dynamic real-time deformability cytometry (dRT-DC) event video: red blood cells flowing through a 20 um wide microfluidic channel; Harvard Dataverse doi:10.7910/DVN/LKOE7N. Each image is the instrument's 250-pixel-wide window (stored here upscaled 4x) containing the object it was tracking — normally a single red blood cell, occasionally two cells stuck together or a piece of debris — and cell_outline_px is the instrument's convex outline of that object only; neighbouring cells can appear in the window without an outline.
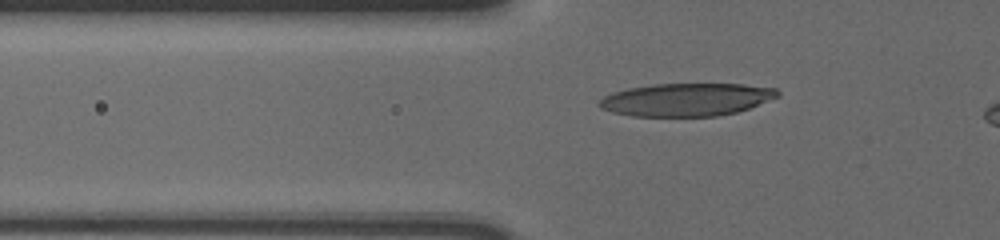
{"species": "human", "species_latin": "Homo sapiens", "temperature_condition": "cold", "stored_images_in_passage": 44, "camera_frame_rate_fps": 3000, "um_per_image_px": 0.085, "donor": {"sex": "male"}, "frame": {"image": 1, "passage_image": 11, "time_ms": 3.333, "image_size_px": [1000, 240], "cell_outline_px": [[780, 96], [748, 108], [736, 112], [716, 116], [632, 116], [612, 112], [600, 108], [596, 104], [604, 96], [612, 92], [628, 88], [656, 84], [744, 84], [776, 88], [780, 92]], "centroid_in_image_um": [58.33, 8.46], "position_along_channel_um": 67.5, "area_um2": 34.16}}
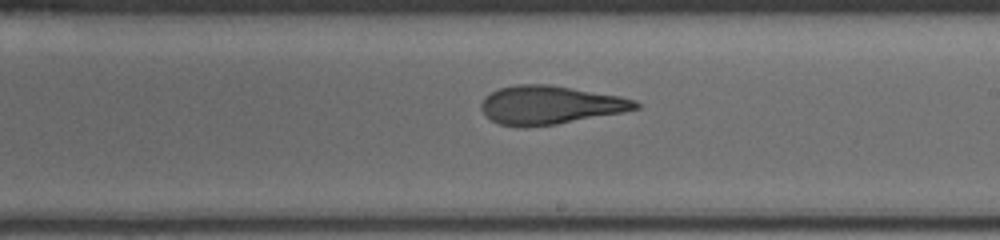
{"frame": {"image": 2, "passage_image": 26, "time_ms": 8.333, "image_size_px": [1000, 240], "cell_outline_px": [[640, 108], [624, 112], [556, 124], [524, 128], [500, 124], [492, 120], [480, 108], [480, 104], [484, 96], [500, 88], [516, 84], [548, 84], [620, 96], [636, 100], [640, 104]], "centroid_in_image_um": [46.76, 8.93], "position_along_channel_um": 242.2, "area_um2": 34.62}}
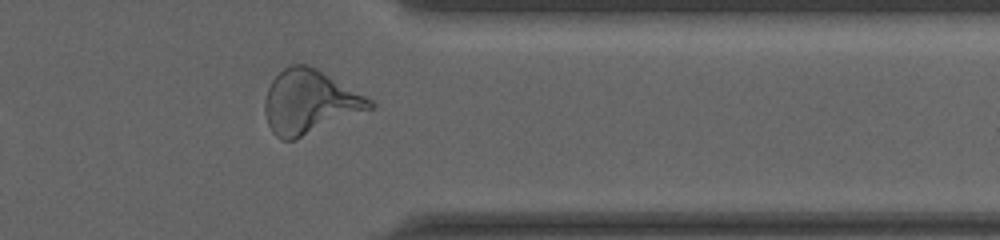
{"frame": {"image": 3, "passage_image": 38, "time_ms": 12.333, "image_size_px": [1000, 240], "cell_outline_px": [[376, 104], [372, 108], [296, 140], [280, 140], [272, 132], [268, 124], [264, 112], [264, 100], [268, 88], [272, 80], [284, 68], [292, 64], [304, 64], [316, 68], [372, 100]], "centroid_in_image_um": [26.28, 8.69], "position_along_channel_um": 385.1, "area_um2": 38.73}}